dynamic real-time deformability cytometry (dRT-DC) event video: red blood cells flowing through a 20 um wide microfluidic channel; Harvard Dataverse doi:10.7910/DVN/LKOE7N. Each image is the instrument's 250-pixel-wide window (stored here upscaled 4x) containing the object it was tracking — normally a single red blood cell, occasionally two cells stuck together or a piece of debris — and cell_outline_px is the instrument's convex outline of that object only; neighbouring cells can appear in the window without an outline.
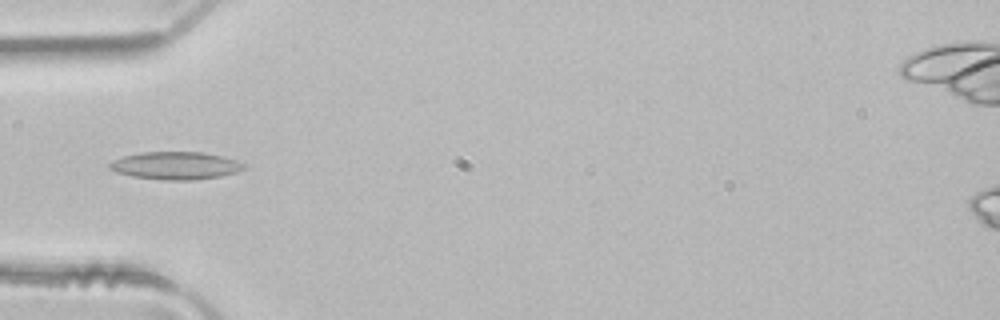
{"species": "common noctule bat (a hibernating species)", "species_latin": "Nyctalus noctula", "temperature_condition": "room temperature", "stored_images_in_passage": 4, "camera_frame_rate_fps": 3000, "um_per_image_px": 0.085, "animal": {"sex": "male", "body_mass_g": 21.5, "forearm_length_mm": 52.0}, "frame": {"image": 1, "passage_image": 4, "time_ms": 1.0, "image_size_px": [1000, 320], "cell_outline_px": [[248, 168], [236, 172], [220, 176], [192, 180], [164, 180], [132, 176], [116, 172], [108, 168], [108, 164], [112, 160], [124, 156], [140, 152], [204, 152], [224, 156], [248, 164]], "centroid_in_image_um": [14.96, 14.07], "position_along_channel_um": 70.0, "area_um2": 21.91}}